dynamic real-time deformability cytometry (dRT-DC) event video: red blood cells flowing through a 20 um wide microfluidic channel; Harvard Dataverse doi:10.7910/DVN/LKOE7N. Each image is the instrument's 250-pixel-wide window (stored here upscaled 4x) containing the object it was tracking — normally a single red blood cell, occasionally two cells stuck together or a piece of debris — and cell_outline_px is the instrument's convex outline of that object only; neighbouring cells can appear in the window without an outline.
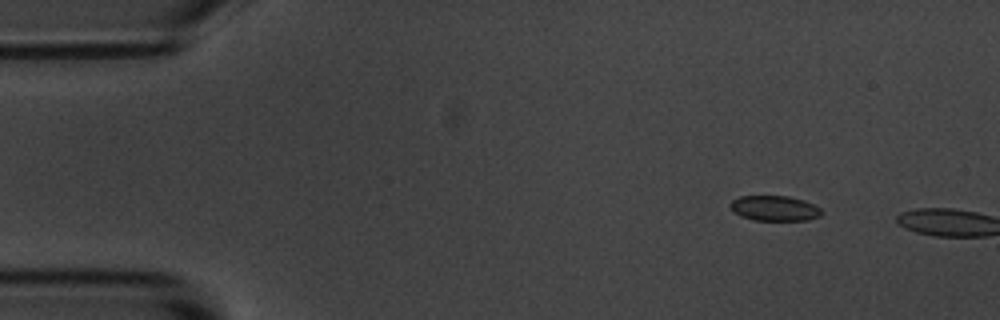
{"species": "common noctule bat (a hibernating species)", "species_latin": "Nyctalus noctula", "temperature_condition": "room temperature", "stored_images_in_passage": 5, "camera_frame_rate_fps": 3000, "um_per_image_px": 0.085, "animal": {"sex": "male", "body_mass_g": 20.1, "forearm_length_mm": 53.5}, "frame": {"image": 1, "passage_image": 2, "time_ms": 2.0, "image_size_px": [1000, 320], "cell_outline_px": [[824, 212], [820, 216], [808, 220], [752, 220], [740, 216], [732, 212], [728, 204], [732, 200], [740, 196], [788, 196], [804, 200], [820, 208]], "centroid_in_image_um": [65.8, 17.71], "position_along_channel_um": 19.2, "area_um2": 13.58}}